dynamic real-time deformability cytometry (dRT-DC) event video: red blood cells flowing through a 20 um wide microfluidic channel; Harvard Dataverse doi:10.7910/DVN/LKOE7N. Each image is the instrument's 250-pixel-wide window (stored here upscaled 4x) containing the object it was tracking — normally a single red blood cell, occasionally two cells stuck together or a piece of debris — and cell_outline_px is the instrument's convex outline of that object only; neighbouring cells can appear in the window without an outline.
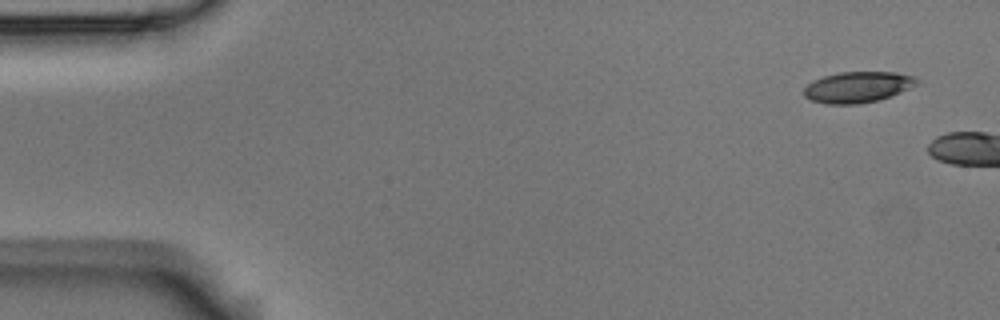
{"species": "Egyptian fruit bat (a non-hibernating species)", "species_latin": "Rousettus aegyptiacus", "temperature_condition": "room temperature", "stored_images_in_passage": 2, "camera_frame_rate_fps": 3000, "um_per_image_px": 0.085, "animal": {"sex": "male"}, "frame": {"image": 1, "passage_image": 1, "time_ms": 0.0, "image_size_px": [1000, 320], "cell_outline_px": [[920, 84], [892, 96], [880, 100], [856, 104], [824, 104], [812, 100], [804, 96], [804, 88], [812, 80], [824, 76], [840, 72], [896, 72], [916, 76], [920, 80]], "centroid_in_image_um": [72.96, 7.4], "position_along_channel_um": 12.0, "area_um2": 20.69}}